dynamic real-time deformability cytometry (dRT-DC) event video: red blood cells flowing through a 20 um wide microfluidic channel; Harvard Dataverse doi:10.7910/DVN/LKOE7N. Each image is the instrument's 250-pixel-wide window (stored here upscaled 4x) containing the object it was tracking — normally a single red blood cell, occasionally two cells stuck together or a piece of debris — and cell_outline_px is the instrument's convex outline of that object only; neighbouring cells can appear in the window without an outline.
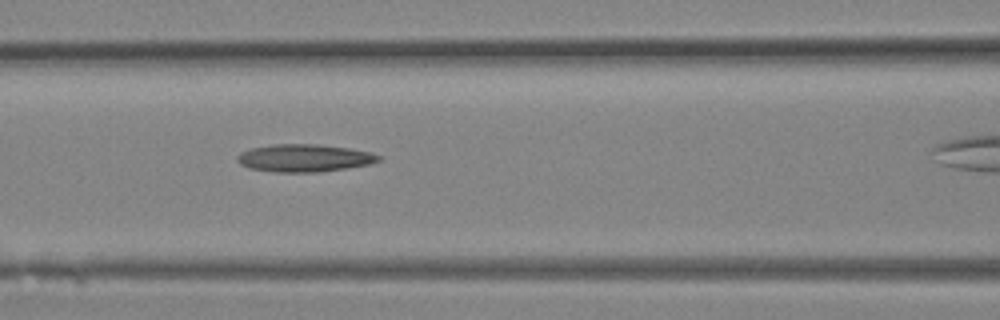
{"species": "Egyptian fruit bat (a non-hibernating species)", "species_latin": "Rousettus aegyptiacus", "temperature_condition": "room temperature", "stored_images_in_passage": 5, "camera_frame_rate_fps": 3000, "um_per_image_px": 0.085, "animal": {"sex": "female"}, "frame": {"image": 1, "passage_image": 4, "time_ms": 1.0, "image_size_px": [1000, 320], "cell_outline_px": [[380, 160], [368, 164], [320, 172], [276, 172], [248, 168], [240, 164], [236, 160], [236, 156], [240, 152], [252, 148], [272, 144], [316, 144], [348, 148], [368, 152], [380, 156]], "centroid_in_image_um": [25.79, 13.43], "position_along_channel_um": 140.8, "area_um2": 22.54}}